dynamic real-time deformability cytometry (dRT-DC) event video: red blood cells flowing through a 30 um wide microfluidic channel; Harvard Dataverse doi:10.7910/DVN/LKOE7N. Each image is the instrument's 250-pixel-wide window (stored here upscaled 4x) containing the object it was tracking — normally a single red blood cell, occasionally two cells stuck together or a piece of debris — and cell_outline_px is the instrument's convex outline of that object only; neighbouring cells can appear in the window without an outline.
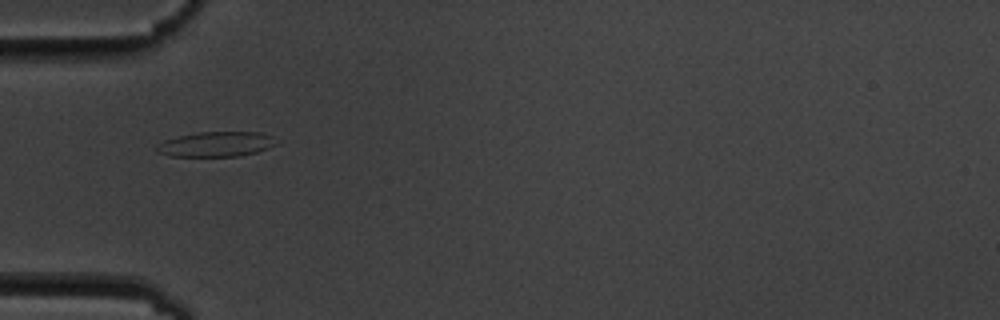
{"species": "common noctule bat (a hibernating species)", "species_latin": "Nyctalus noctula", "temperature_condition": "cold", "stored_images_in_passage": 12, "camera_frame_rate_fps": 3000, "um_per_image_px": 0.085, "animal": {"sex": "male", "body_mass_g": 19.5, "forearm_length_mm": 54.6}, "frame": {"image": 1, "passage_image": 2, "time_ms": 1.0, "image_size_px": [1000, 320], "cell_outline_px": [[280, 140], [276, 144], [268, 148], [256, 152], [240, 156], [172, 156], [156, 152], [156, 144], [164, 140], [180, 136], [200, 132], [260, 132], [272, 136]], "centroid_in_image_um": [18.4, 12.25], "position_along_channel_um": 66.6, "area_um2": 17.46}}
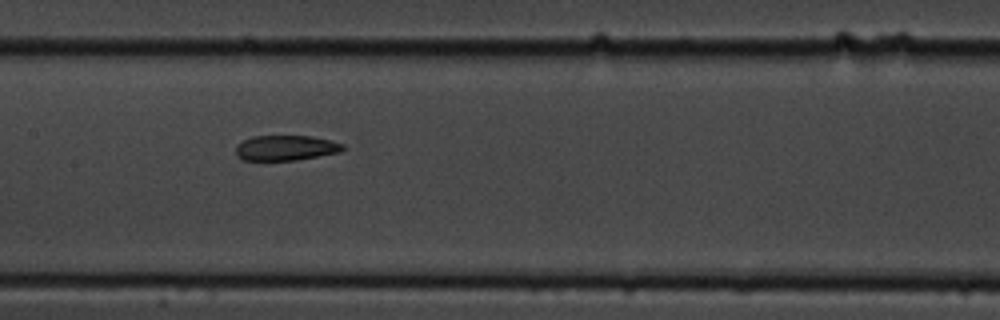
{"frame": {"image": 2, "passage_image": 5, "time_ms": 4.333, "image_size_px": [1000, 320], "cell_outline_px": [[344, 148], [340, 152], [296, 160], [240, 160], [236, 156], [236, 144], [252, 136], [312, 136], [344, 144]], "centroid_in_image_um": [24.25, 12.57], "position_along_channel_um": 183.2, "area_um2": 15.72}}
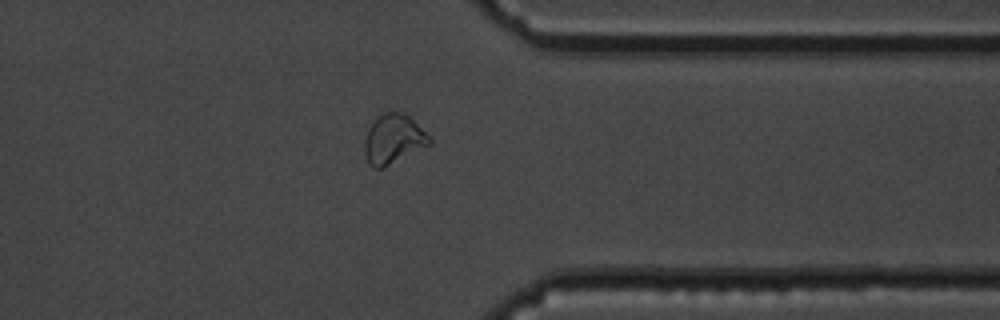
{"frame": {"image": 3, "passage_image": 10, "time_ms": 10.0, "image_size_px": [1000, 320], "cell_outline_px": [[432, 144], [384, 168], [372, 168], [368, 164], [364, 152], [364, 140], [368, 128], [384, 112], [404, 112], [432, 140]], "centroid_in_image_um": [33.42, 11.87], "position_along_channel_um": 378.0, "area_um2": 18.61}, "authors_computed_cell_mechanics": {"area_um2": 17.0799, "velocity_mm_per_s": 3.527, "shape_relaxation_time_tau1_ms": 6.6879, "shape_relaxation_time_tau2_ms": 4.2514, "deformation_change_tau1": 0.1641, "deformation_change_tau2": 0.0587}}